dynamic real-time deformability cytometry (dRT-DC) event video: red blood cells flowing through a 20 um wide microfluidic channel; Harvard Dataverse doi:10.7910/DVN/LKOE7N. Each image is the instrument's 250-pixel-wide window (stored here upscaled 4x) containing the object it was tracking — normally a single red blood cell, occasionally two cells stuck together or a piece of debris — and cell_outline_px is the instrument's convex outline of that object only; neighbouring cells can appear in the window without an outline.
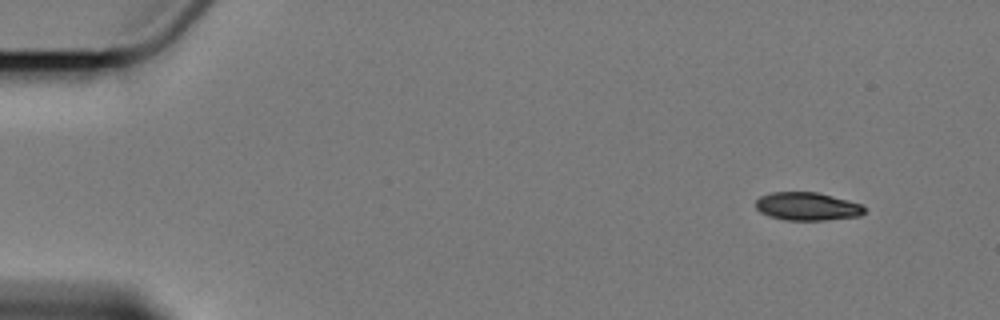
{"species": "Egyptian fruit bat (a non-hibernating species)", "species_latin": "Rousettus aegyptiacus", "temperature_condition": "cold", "stored_images_in_passage": 4, "camera_frame_rate_fps": 3000, "um_per_image_px": 0.085, "animal": {"sex": "female"}, "frame": {"image": 1, "passage_image": 1, "time_ms": 0.0, "image_size_px": [1000, 320], "cell_outline_px": [[864, 212], [860, 216], [824, 220], [784, 220], [768, 216], [760, 212], [756, 208], [756, 200], [760, 196], [772, 192], [816, 192], [848, 200], [860, 204], [864, 208]], "centroid_in_image_um": [68.58, 17.55], "position_along_channel_um": 16.4, "area_um2": 17.74}}
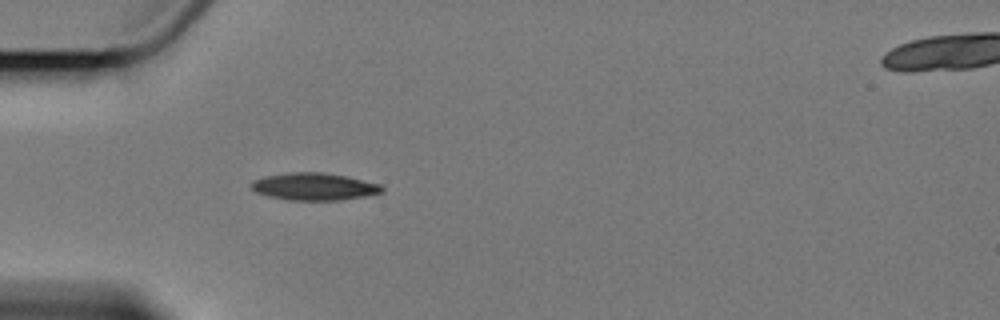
{"frame": {"image": 2, "passage_image": 4, "time_ms": 4.333, "image_size_px": [1000, 320], "cell_outline_px": [[384, 192], [364, 196], [340, 200], [288, 200], [268, 196], [256, 192], [252, 188], [252, 180], [264, 176], [288, 172], [324, 172], [348, 176], [380, 184], [384, 188]], "centroid_in_image_um": [26.71, 15.85], "position_along_channel_um": 58.3, "area_um2": 20.92}}